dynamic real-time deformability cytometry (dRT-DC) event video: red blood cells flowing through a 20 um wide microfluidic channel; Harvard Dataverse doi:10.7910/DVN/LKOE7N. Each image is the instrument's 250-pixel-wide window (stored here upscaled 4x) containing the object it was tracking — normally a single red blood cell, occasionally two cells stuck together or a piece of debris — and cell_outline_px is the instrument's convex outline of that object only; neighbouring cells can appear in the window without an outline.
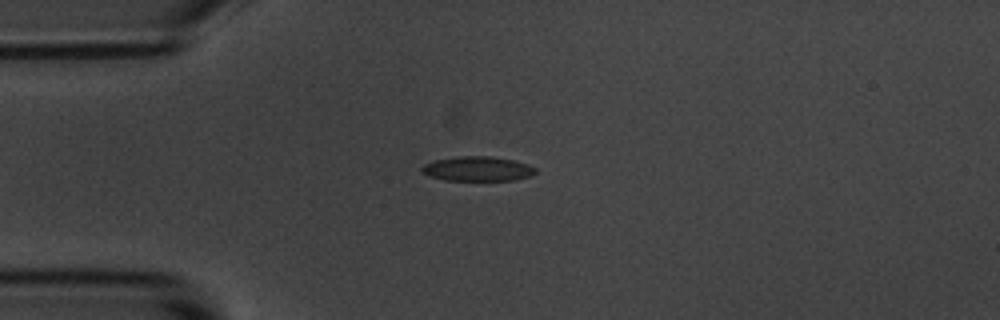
{"species": "common noctule bat (a hibernating species)", "species_latin": "Nyctalus noctula", "temperature_condition": "room temperature", "stored_images_in_passage": 3, "camera_frame_rate_fps": 3000, "um_per_image_px": 0.085, "animal": {"sex": "male", "body_mass_g": 20.1, "forearm_length_mm": 53.5}, "frame": {"image": 1, "passage_image": 1, "time_ms": 0.0, "image_size_px": [1000, 320], "cell_outline_px": [[536, 172], [528, 176], [512, 180], [444, 180], [428, 176], [420, 172], [420, 168], [424, 164], [436, 160], [460, 156], [492, 156], [512, 160], [528, 164], [536, 168]], "centroid_in_image_um": [40.55, 14.35], "position_along_channel_um": 44.5, "area_um2": 16.24}}
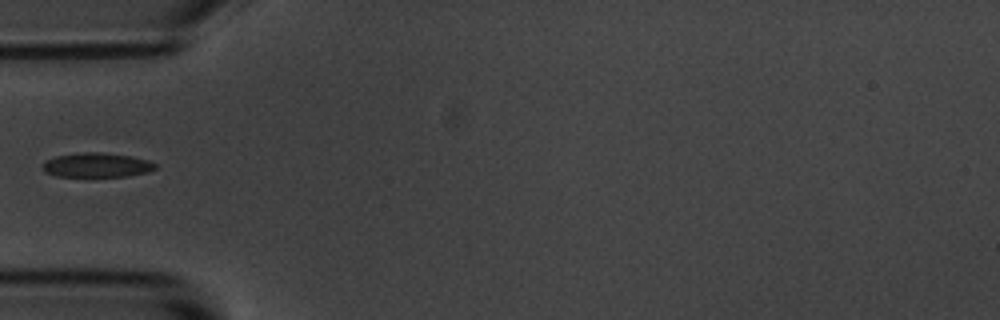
{"frame": {"image": 2, "passage_image": 2, "time_ms": 1.333, "image_size_px": [1000, 320], "cell_outline_px": [[156, 168], [148, 172], [128, 176], [56, 176], [44, 172], [44, 160], [56, 156], [84, 152], [100, 152], [128, 156], [148, 160], [156, 164]], "centroid_in_image_um": [8.22, 14.03], "position_along_channel_um": 76.8, "area_um2": 15.84}}